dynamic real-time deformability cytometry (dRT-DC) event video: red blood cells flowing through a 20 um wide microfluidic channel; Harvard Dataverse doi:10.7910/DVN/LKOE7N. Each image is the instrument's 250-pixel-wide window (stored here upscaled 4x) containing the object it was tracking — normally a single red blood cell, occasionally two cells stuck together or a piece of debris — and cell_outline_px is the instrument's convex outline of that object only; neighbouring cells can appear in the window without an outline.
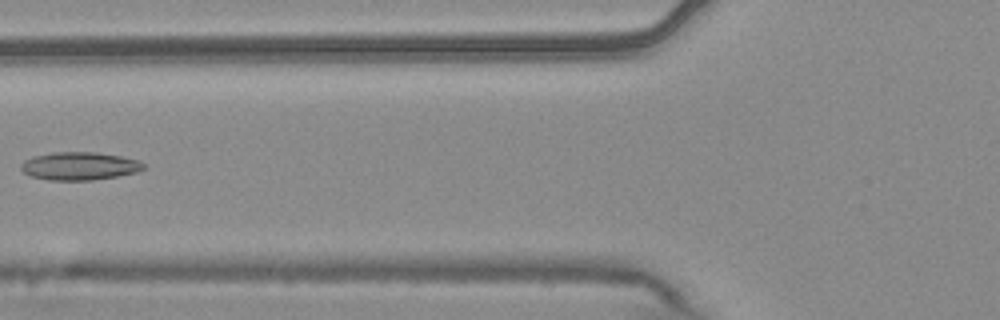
{"species": "common noctule bat (a hibernating species)", "species_latin": "Nyctalus noctula", "temperature_condition": "warm", "stored_images_in_passage": 8, "camera_frame_rate_fps": 3000, "um_per_image_px": 0.085, "animal": {"sex": "male", "body_mass_g": 20.4}, "frame": {"image": 1, "passage_image": 7, "time_ms": 2.0, "image_size_px": [1000, 320], "cell_outline_px": [[144, 168], [136, 172], [116, 176], [92, 180], [48, 180], [32, 176], [24, 172], [20, 168], [20, 164], [24, 160], [32, 156], [52, 152], [96, 152], [120, 156], [140, 160], [144, 164]], "centroid_in_image_um": [6.73, 14.1], "position_along_channel_um": 119.1, "area_um2": 20.0}}
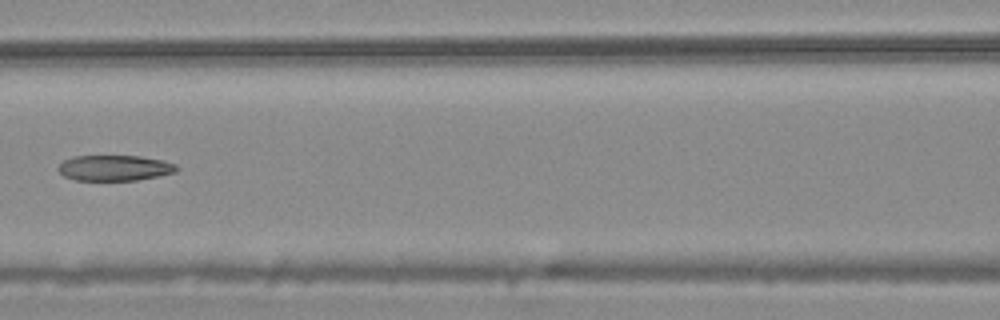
{"frame": {"image": 2, "passage_image": 8, "time_ms": 2.333, "image_size_px": [1000, 320], "cell_outline_px": [[180, 168], [176, 172], [136, 180], [76, 180], [64, 176], [56, 168], [64, 160], [72, 156], [140, 156], [164, 160], [176, 164]], "centroid_in_image_um": [9.75, 14.27], "position_along_channel_um": 156.8, "area_um2": 17.69}}